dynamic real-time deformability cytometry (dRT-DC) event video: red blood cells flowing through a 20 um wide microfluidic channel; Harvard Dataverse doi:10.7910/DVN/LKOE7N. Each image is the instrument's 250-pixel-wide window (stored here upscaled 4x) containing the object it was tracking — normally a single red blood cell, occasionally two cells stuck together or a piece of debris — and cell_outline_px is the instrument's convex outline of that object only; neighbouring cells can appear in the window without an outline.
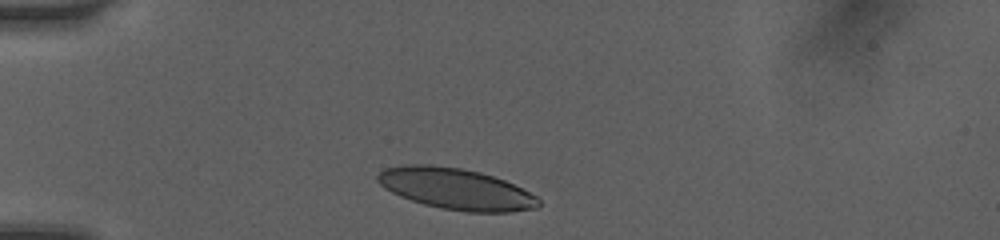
{"species": "human", "species_latin": "Homo sapiens", "temperature_condition": "room temperature", "stored_images_in_passage": 3, "camera_frame_rate_fps": 3000, "um_per_image_px": 0.085, "donor": {"sex": "female"}, "frame": {"image": 1, "passage_image": 1, "time_ms": 0.0, "image_size_px": [1000, 240], "cell_outline_px": [[540, 204], [536, 208], [508, 212], [468, 212], [440, 208], [424, 204], [400, 196], [384, 188], [376, 180], [376, 176], [384, 168], [400, 164], [432, 164], [460, 168], [480, 172], [504, 180], [536, 196], [540, 200]], "centroid_in_image_um": [38.7, 16.04], "position_along_channel_um": 46.3, "area_um2": 38.61}}
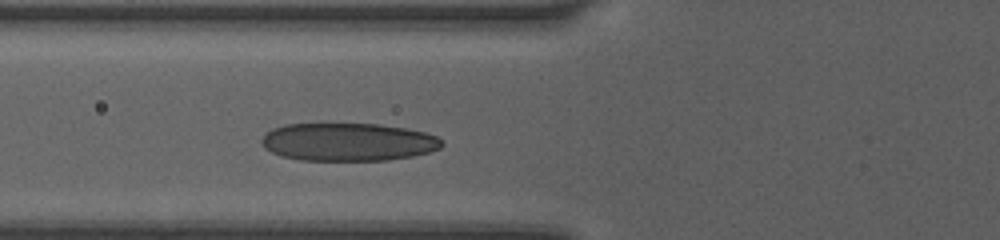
{"frame": {"image": 2, "passage_image": 3, "time_ms": 2.0, "image_size_px": [1000, 240], "cell_outline_px": [[444, 144], [440, 148], [428, 152], [412, 156], [388, 160], [300, 160], [284, 156], [272, 152], [264, 148], [260, 144], [260, 140], [264, 132], [272, 128], [284, 124], [380, 124], [404, 128], [424, 132], [436, 136], [444, 140]], "centroid_in_image_um": [29.56, 12.06], "position_along_channel_um": 96.2, "area_um2": 40.06}}